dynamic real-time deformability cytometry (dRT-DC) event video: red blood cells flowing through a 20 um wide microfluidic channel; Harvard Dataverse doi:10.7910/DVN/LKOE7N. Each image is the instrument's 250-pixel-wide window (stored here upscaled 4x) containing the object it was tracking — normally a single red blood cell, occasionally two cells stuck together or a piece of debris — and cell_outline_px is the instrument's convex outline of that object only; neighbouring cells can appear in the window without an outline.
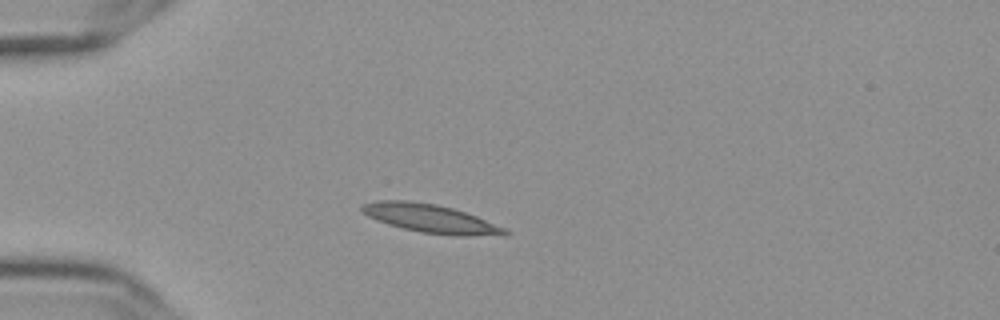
{"species": "Egyptian fruit bat (a non-hibernating species)", "species_latin": "Rousettus aegyptiacus", "temperature_condition": "cold", "stored_images_in_passage": 42, "camera_frame_rate_fps": 3000, "um_per_image_px": 0.085, "frame": {"image": 1, "passage_image": 1, "time_ms": 0.0, "image_size_px": [1000, 320], "cell_outline_px": [[512, 232], [508, 236], [456, 236], [420, 232], [388, 224], [376, 220], [368, 216], [360, 208], [360, 204], [376, 200], [404, 200], [436, 204], [452, 208], [476, 216], [508, 228]], "centroid_in_image_um": [36.68, 18.59], "position_along_channel_um": 48.3, "area_um2": 24.04}}
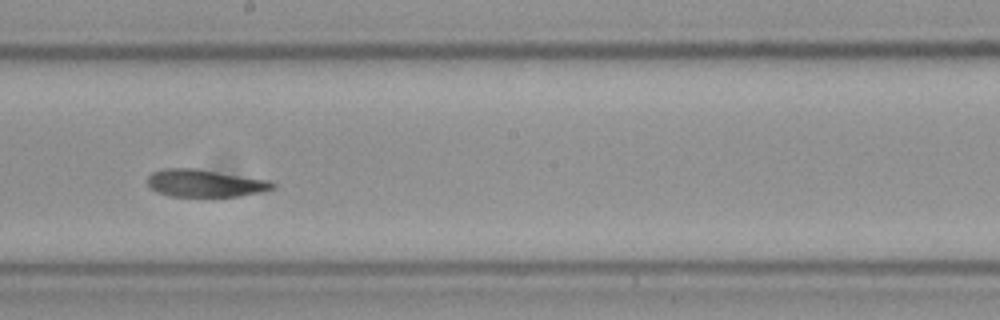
{"frame": {"image": 2, "passage_image": 18, "time_ms": 5.667, "image_size_px": [1000, 320], "cell_outline_px": [[276, 188], [264, 192], [236, 196], [204, 200], [172, 196], [156, 192], [148, 184], [148, 176], [152, 172], [164, 168], [196, 168], [272, 180], [276, 184]], "centroid_in_image_um": [17.48, 15.61], "position_along_channel_um": 230.7, "area_um2": 21.15}}
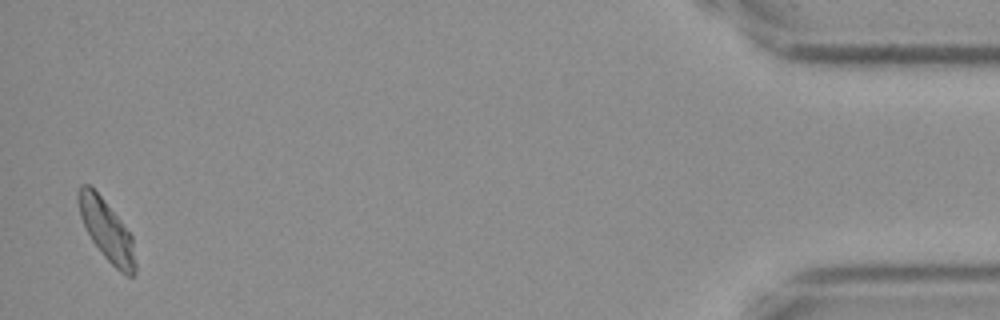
{"frame": {"image": 3, "passage_image": 41, "time_ms": 13.333, "image_size_px": [1000, 320], "cell_outline_px": [[136, 272], [132, 276], [128, 276], [120, 272], [104, 256], [92, 240], [80, 216], [76, 196], [76, 192], [80, 184], [88, 184], [100, 196], [132, 236], [136, 264]], "centroid_in_image_um": [9.05, 19.58], "position_along_channel_um": 426.1, "area_um2": 19.77}, "authors_computed_cell_mechanics": {"area_um2": 20.8658, "velocity_mm_per_s": 3.5883, "shape_relaxation_time_tau1_ms": 4.5508, "shape_relaxation_time_tau2_ms": 1.8683, "deformation_change_tau1": 0.1555, "deformation_change_tau2": 0.0605}}